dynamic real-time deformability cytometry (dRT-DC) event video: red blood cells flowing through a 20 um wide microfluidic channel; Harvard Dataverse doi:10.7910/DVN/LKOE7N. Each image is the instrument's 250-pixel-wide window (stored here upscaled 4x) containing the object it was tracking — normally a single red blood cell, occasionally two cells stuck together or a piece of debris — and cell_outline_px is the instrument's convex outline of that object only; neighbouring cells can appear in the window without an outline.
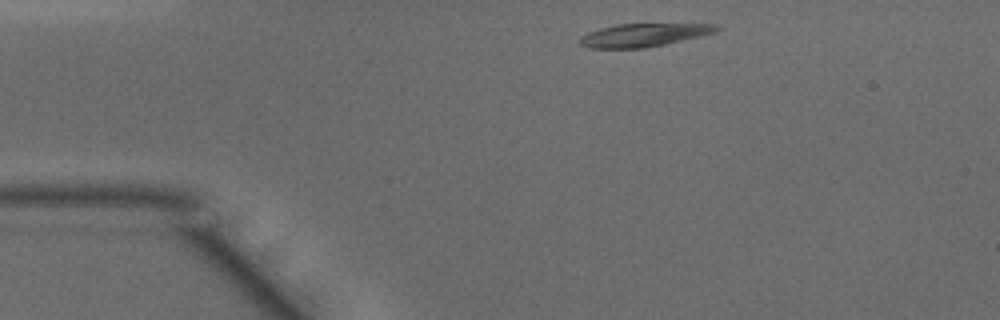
{"species": "common noctule bat (a hibernating species)", "species_latin": "Nyctalus noctula", "temperature_condition": "warm", "stored_images_in_passage": 3, "camera_frame_rate_fps": 3000, "um_per_image_px": 0.085, "animal": {"sex": "male", "body_mass_g": 15.6}, "frame": {"image": 1, "passage_image": 1, "time_ms": 0.0, "image_size_px": [1000, 320], "cell_outline_px": [[720, 28], [716, 32], [700, 36], [664, 44], [644, 48], [588, 48], [580, 44], [576, 40], [580, 36], [588, 32], [600, 28], [616, 24], [716, 24]], "centroid_in_image_um": [54.64, 2.98], "position_along_channel_um": 30.4, "area_um2": 18.38}}